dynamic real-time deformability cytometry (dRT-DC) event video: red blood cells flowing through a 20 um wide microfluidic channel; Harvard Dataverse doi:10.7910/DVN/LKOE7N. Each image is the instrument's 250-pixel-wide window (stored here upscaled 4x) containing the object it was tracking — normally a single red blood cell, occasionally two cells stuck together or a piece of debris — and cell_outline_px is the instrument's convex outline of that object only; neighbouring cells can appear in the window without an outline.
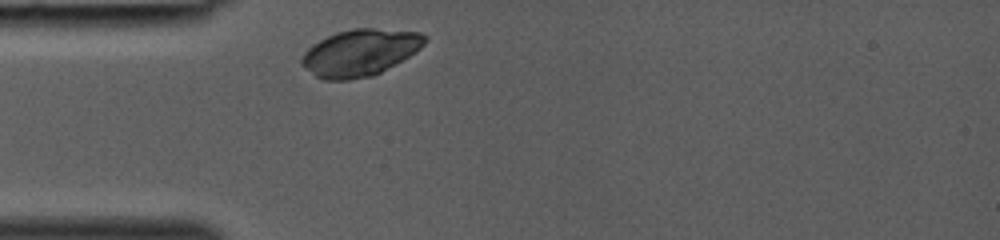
{"species": "common noctule bat (a hibernating species)", "species_latin": "Nyctalus noctula", "temperature_condition": "room temperature", "stored_images_in_passage": 24, "camera_frame_rate_fps": 3000, "um_per_image_px": 0.085, "animal": {"sex": "female", "body_mass_g": 19.0, "forearm_length_mm": 53.3}, "frame": {"image": 1, "passage_image": 1, "time_ms": 0.0, "image_size_px": [1000, 240], "cell_outline_px": [[428, 36], [424, 44], [416, 52], [380, 72], [372, 76], [348, 80], [324, 80], [316, 76], [304, 68], [300, 64], [300, 60], [304, 52], [312, 44], [336, 32], [352, 28], [372, 28], [420, 32]], "centroid_in_image_um": [30.58, 4.47], "position_along_channel_um": 54.4, "area_um2": 33.52}}
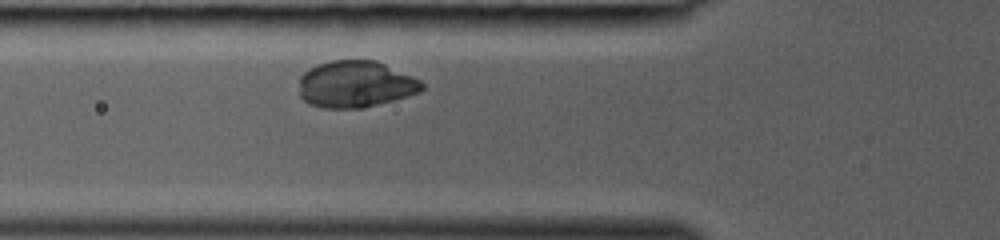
{"frame": {"image": 2, "passage_image": 4, "time_ms": 1.0, "image_size_px": [1000, 240], "cell_outline_px": [[424, 88], [420, 92], [408, 96], [364, 108], [320, 108], [308, 104], [300, 96], [300, 76], [304, 72], [320, 64], [332, 60], [376, 60], [412, 76], [420, 80], [424, 84]], "centroid_in_image_um": [30.23, 7.17], "position_along_channel_um": 95.6, "area_um2": 33.47}}
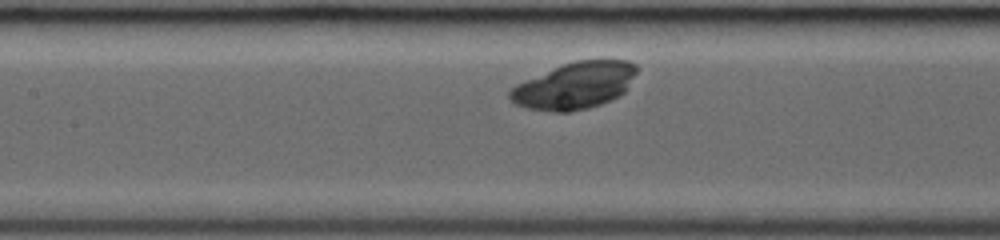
{"frame": {"image": 3, "passage_image": 8, "time_ms": 2.333, "image_size_px": [1000, 240], "cell_outline_px": [[636, 72], [624, 92], [620, 96], [600, 104], [588, 108], [568, 112], [556, 112], [528, 108], [516, 104], [508, 96], [508, 92], [516, 84], [560, 64], [576, 60], [628, 60], [636, 64]], "centroid_in_image_um": [48.84, 7.27], "position_along_channel_um": 158.6, "area_um2": 34.39}}